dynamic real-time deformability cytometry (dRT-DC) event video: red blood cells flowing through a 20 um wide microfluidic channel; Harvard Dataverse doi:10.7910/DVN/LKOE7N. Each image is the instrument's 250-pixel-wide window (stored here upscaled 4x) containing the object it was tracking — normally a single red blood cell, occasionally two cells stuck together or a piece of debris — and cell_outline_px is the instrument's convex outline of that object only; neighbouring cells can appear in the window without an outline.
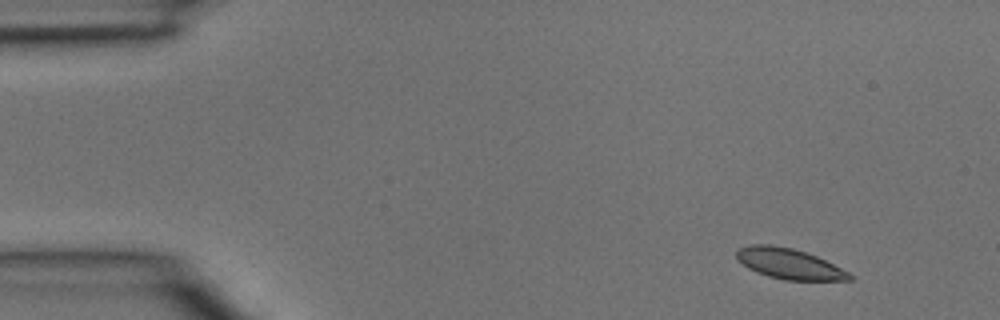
{"species": "common noctule bat (a hibernating species)", "species_latin": "Nyctalus noctula", "temperature_condition": "room temperature", "stored_images_in_passage": 3, "camera_frame_rate_fps": 3000, "um_per_image_px": 0.085, "animal": {"sex": "male", "body_mass_g": 15.6}, "frame": {"image": 1, "passage_image": 1, "time_ms": 0.0, "image_size_px": [1000, 320], "cell_outline_px": [[856, 276], [852, 280], [784, 280], [768, 276], [756, 272], [748, 268], [736, 260], [736, 252], [740, 248], [752, 244], [772, 244], [792, 248], [816, 256]], "centroid_in_image_um": [67.05, 22.42], "position_along_channel_um": 18.0, "area_um2": 20.06}}
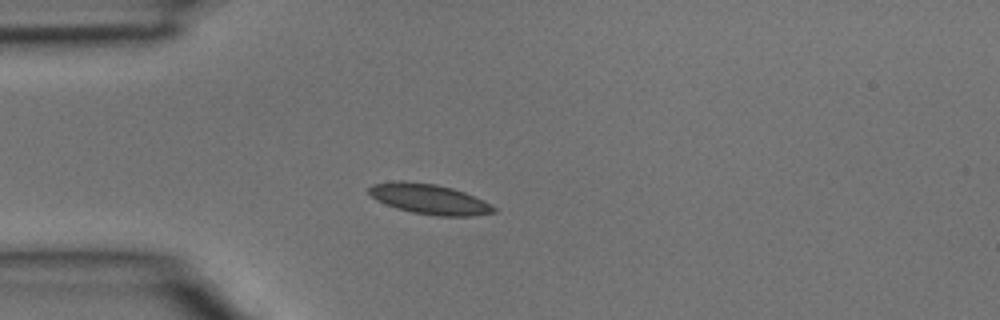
{"frame": {"image": 2, "passage_image": 3, "time_ms": 0.667, "image_size_px": [1000, 320], "cell_outline_px": [[496, 212], [472, 216], [436, 216], [412, 212], [396, 208], [376, 200], [368, 192], [368, 188], [372, 184], [396, 180], [404, 180], [436, 184], [452, 188], [464, 192], [484, 200], [496, 208]], "centroid_in_image_um": [36.47, 16.91], "position_along_channel_um": 48.5, "area_um2": 22.08}}